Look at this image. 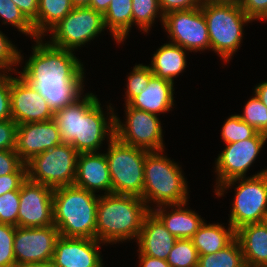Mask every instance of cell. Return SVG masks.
I'll list each match as a JSON object with an SVG mask.
<instances>
[{"label":"cell","instance_id":"32","mask_svg":"<svg viewBox=\"0 0 267 267\" xmlns=\"http://www.w3.org/2000/svg\"><path fill=\"white\" fill-rule=\"evenodd\" d=\"M257 131L246 122H244L238 114L231 115L223 124L221 136L224 143H234L252 138Z\"/></svg>","mask_w":267,"mask_h":267},{"label":"cell","instance_id":"24","mask_svg":"<svg viewBox=\"0 0 267 267\" xmlns=\"http://www.w3.org/2000/svg\"><path fill=\"white\" fill-rule=\"evenodd\" d=\"M186 51L183 47L170 42L162 45L153 54L149 64L153 75L174 83V78L186 68Z\"/></svg>","mask_w":267,"mask_h":267},{"label":"cell","instance_id":"8","mask_svg":"<svg viewBox=\"0 0 267 267\" xmlns=\"http://www.w3.org/2000/svg\"><path fill=\"white\" fill-rule=\"evenodd\" d=\"M150 151L121 142L116 137L109 141L107 152L112 193L142 197L144 162Z\"/></svg>","mask_w":267,"mask_h":267},{"label":"cell","instance_id":"45","mask_svg":"<svg viewBox=\"0 0 267 267\" xmlns=\"http://www.w3.org/2000/svg\"><path fill=\"white\" fill-rule=\"evenodd\" d=\"M139 266L140 267H171L166 260L155 257H149L139 252Z\"/></svg>","mask_w":267,"mask_h":267},{"label":"cell","instance_id":"12","mask_svg":"<svg viewBox=\"0 0 267 267\" xmlns=\"http://www.w3.org/2000/svg\"><path fill=\"white\" fill-rule=\"evenodd\" d=\"M162 25L172 40L170 43L190 52L210 50L207 22L201 7L165 14Z\"/></svg>","mask_w":267,"mask_h":267},{"label":"cell","instance_id":"10","mask_svg":"<svg viewBox=\"0 0 267 267\" xmlns=\"http://www.w3.org/2000/svg\"><path fill=\"white\" fill-rule=\"evenodd\" d=\"M105 29L103 15L90 7H74L50 32V41L66 50L78 49ZM78 47V48H77Z\"/></svg>","mask_w":267,"mask_h":267},{"label":"cell","instance_id":"17","mask_svg":"<svg viewBox=\"0 0 267 267\" xmlns=\"http://www.w3.org/2000/svg\"><path fill=\"white\" fill-rule=\"evenodd\" d=\"M61 143L60 132L53 119L17 125L14 150L24 163Z\"/></svg>","mask_w":267,"mask_h":267},{"label":"cell","instance_id":"3","mask_svg":"<svg viewBox=\"0 0 267 267\" xmlns=\"http://www.w3.org/2000/svg\"><path fill=\"white\" fill-rule=\"evenodd\" d=\"M150 212L137 196L104 194L99 196L95 239L117 243L138 239L144 217Z\"/></svg>","mask_w":267,"mask_h":267},{"label":"cell","instance_id":"9","mask_svg":"<svg viewBox=\"0 0 267 267\" xmlns=\"http://www.w3.org/2000/svg\"><path fill=\"white\" fill-rule=\"evenodd\" d=\"M78 155L79 152L66 143L35 155L26 163L28 179L52 189L73 185Z\"/></svg>","mask_w":267,"mask_h":267},{"label":"cell","instance_id":"43","mask_svg":"<svg viewBox=\"0 0 267 267\" xmlns=\"http://www.w3.org/2000/svg\"><path fill=\"white\" fill-rule=\"evenodd\" d=\"M203 0H159L162 13L168 14L173 11H183L199 8Z\"/></svg>","mask_w":267,"mask_h":267},{"label":"cell","instance_id":"30","mask_svg":"<svg viewBox=\"0 0 267 267\" xmlns=\"http://www.w3.org/2000/svg\"><path fill=\"white\" fill-rule=\"evenodd\" d=\"M199 255L191 239H177L166 262L171 267H198Z\"/></svg>","mask_w":267,"mask_h":267},{"label":"cell","instance_id":"7","mask_svg":"<svg viewBox=\"0 0 267 267\" xmlns=\"http://www.w3.org/2000/svg\"><path fill=\"white\" fill-rule=\"evenodd\" d=\"M200 7L207 22L210 49L228 63L241 46L243 26L252 20L237 5L202 2Z\"/></svg>","mask_w":267,"mask_h":267},{"label":"cell","instance_id":"51","mask_svg":"<svg viewBox=\"0 0 267 267\" xmlns=\"http://www.w3.org/2000/svg\"><path fill=\"white\" fill-rule=\"evenodd\" d=\"M262 134H263V137L265 138V141H266L267 140V128Z\"/></svg>","mask_w":267,"mask_h":267},{"label":"cell","instance_id":"33","mask_svg":"<svg viewBox=\"0 0 267 267\" xmlns=\"http://www.w3.org/2000/svg\"><path fill=\"white\" fill-rule=\"evenodd\" d=\"M238 116L257 132L263 133L267 128V108L255 94L247 101L243 114Z\"/></svg>","mask_w":267,"mask_h":267},{"label":"cell","instance_id":"31","mask_svg":"<svg viewBox=\"0 0 267 267\" xmlns=\"http://www.w3.org/2000/svg\"><path fill=\"white\" fill-rule=\"evenodd\" d=\"M0 18L3 19V24L10 23L12 26L16 27L19 32L35 39L33 24L25 17L12 0H0Z\"/></svg>","mask_w":267,"mask_h":267},{"label":"cell","instance_id":"34","mask_svg":"<svg viewBox=\"0 0 267 267\" xmlns=\"http://www.w3.org/2000/svg\"><path fill=\"white\" fill-rule=\"evenodd\" d=\"M152 76L153 73L148 65L138 64L134 66L133 70L127 76L125 105L142 93V89L147 87Z\"/></svg>","mask_w":267,"mask_h":267},{"label":"cell","instance_id":"5","mask_svg":"<svg viewBox=\"0 0 267 267\" xmlns=\"http://www.w3.org/2000/svg\"><path fill=\"white\" fill-rule=\"evenodd\" d=\"M151 151L144 162V188L142 199L149 210L150 203L156 206L182 204L188 202V187L182 169L177 162L163 154Z\"/></svg>","mask_w":267,"mask_h":267},{"label":"cell","instance_id":"2","mask_svg":"<svg viewBox=\"0 0 267 267\" xmlns=\"http://www.w3.org/2000/svg\"><path fill=\"white\" fill-rule=\"evenodd\" d=\"M96 96L87 93L53 114L62 143L71 144L79 153L97 152L106 137L107 142L115 137L116 113L109 104L105 117Z\"/></svg>","mask_w":267,"mask_h":267},{"label":"cell","instance_id":"25","mask_svg":"<svg viewBox=\"0 0 267 267\" xmlns=\"http://www.w3.org/2000/svg\"><path fill=\"white\" fill-rule=\"evenodd\" d=\"M223 224H207L205 221L191 238L198 255L216 253L224 249L235 239V230L228 223L225 229Z\"/></svg>","mask_w":267,"mask_h":267},{"label":"cell","instance_id":"11","mask_svg":"<svg viewBox=\"0 0 267 267\" xmlns=\"http://www.w3.org/2000/svg\"><path fill=\"white\" fill-rule=\"evenodd\" d=\"M126 122L115 115V137L121 142L148 151H164L163 129L158 115L125 106Z\"/></svg>","mask_w":267,"mask_h":267},{"label":"cell","instance_id":"44","mask_svg":"<svg viewBox=\"0 0 267 267\" xmlns=\"http://www.w3.org/2000/svg\"><path fill=\"white\" fill-rule=\"evenodd\" d=\"M18 6L25 17L33 24L35 38H37V12L39 0H12Z\"/></svg>","mask_w":267,"mask_h":267},{"label":"cell","instance_id":"20","mask_svg":"<svg viewBox=\"0 0 267 267\" xmlns=\"http://www.w3.org/2000/svg\"><path fill=\"white\" fill-rule=\"evenodd\" d=\"M177 238L173 236L163 223L150 211L143 220L138 242L141 254L166 260Z\"/></svg>","mask_w":267,"mask_h":267},{"label":"cell","instance_id":"39","mask_svg":"<svg viewBox=\"0 0 267 267\" xmlns=\"http://www.w3.org/2000/svg\"><path fill=\"white\" fill-rule=\"evenodd\" d=\"M27 178L26 163H23L14 173L0 176V195L20 189Z\"/></svg>","mask_w":267,"mask_h":267},{"label":"cell","instance_id":"4","mask_svg":"<svg viewBox=\"0 0 267 267\" xmlns=\"http://www.w3.org/2000/svg\"><path fill=\"white\" fill-rule=\"evenodd\" d=\"M99 196L75 185L53 190V223L63 237L95 239Z\"/></svg>","mask_w":267,"mask_h":267},{"label":"cell","instance_id":"47","mask_svg":"<svg viewBox=\"0 0 267 267\" xmlns=\"http://www.w3.org/2000/svg\"><path fill=\"white\" fill-rule=\"evenodd\" d=\"M254 93L267 108V81L255 86Z\"/></svg>","mask_w":267,"mask_h":267},{"label":"cell","instance_id":"36","mask_svg":"<svg viewBox=\"0 0 267 267\" xmlns=\"http://www.w3.org/2000/svg\"><path fill=\"white\" fill-rule=\"evenodd\" d=\"M23 57L17 47L0 31V73L8 74V72L12 71L11 73H13L14 71L17 74L19 71L13 69L12 66L22 63Z\"/></svg>","mask_w":267,"mask_h":267},{"label":"cell","instance_id":"37","mask_svg":"<svg viewBox=\"0 0 267 267\" xmlns=\"http://www.w3.org/2000/svg\"><path fill=\"white\" fill-rule=\"evenodd\" d=\"M15 226L0 223V267H16L13 249Z\"/></svg>","mask_w":267,"mask_h":267},{"label":"cell","instance_id":"27","mask_svg":"<svg viewBox=\"0 0 267 267\" xmlns=\"http://www.w3.org/2000/svg\"><path fill=\"white\" fill-rule=\"evenodd\" d=\"M73 8L71 0H39L37 38L47 36L44 33L48 34Z\"/></svg>","mask_w":267,"mask_h":267},{"label":"cell","instance_id":"18","mask_svg":"<svg viewBox=\"0 0 267 267\" xmlns=\"http://www.w3.org/2000/svg\"><path fill=\"white\" fill-rule=\"evenodd\" d=\"M97 239L59 236L52 263L56 267H103Z\"/></svg>","mask_w":267,"mask_h":267},{"label":"cell","instance_id":"16","mask_svg":"<svg viewBox=\"0 0 267 267\" xmlns=\"http://www.w3.org/2000/svg\"><path fill=\"white\" fill-rule=\"evenodd\" d=\"M48 102L20 75H11V117L19 124L53 119Z\"/></svg>","mask_w":267,"mask_h":267},{"label":"cell","instance_id":"23","mask_svg":"<svg viewBox=\"0 0 267 267\" xmlns=\"http://www.w3.org/2000/svg\"><path fill=\"white\" fill-rule=\"evenodd\" d=\"M246 267H267V221L242 226L235 231Z\"/></svg>","mask_w":267,"mask_h":267},{"label":"cell","instance_id":"13","mask_svg":"<svg viewBox=\"0 0 267 267\" xmlns=\"http://www.w3.org/2000/svg\"><path fill=\"white\" fill-rule=\"evenodd\" d=\"M59 236L54 225L37 228L17 226L13 242L16 267L51 262Z\"/></svg>","mask_w":267,"mask_h":267},{"label":"cell","instance_id":"40","mask_svg":"<svg viewBox=\"0 0 267 267\" xmlns=\"http://www.w3.org/2000/svg\"><path fill=\"white\" fill-rule=\"evenodd\" d=\"M17 123L10 120L0 121V150H14L16 145Z\"/></svg>","mask_w":267,"mask_h":267},{"label":"cell","instance_id":"1","mask_svg":"<svg viewBox=\"0 0 267 267\" xmlns=\"http://www.w3.org/2000/svg\"><path fill=\"white\" fill-rule=\"evenodd\" d=\"M42 39L35 38L32 55L18 73L54 112L83 95L84 65L72 50L43 43Z\"/></svg>","mask_w":267,"mask_h":267},{"label":"cell","instance_id":"42","mask_svg":"<svg viewBox=\"0 0 267 267\" xmlns=\"http://www.w3.org/2000/svg\"><path fill=\"white\" fill-rule=\"evenodd\" d=\"M23 163L15 150H0V176L14 173Z\"/></svg>","mask_w":267,"mask_h":267},{"label":"cell","instance_id":"21","mask_svg":"<svg viewBox=\"0 0 267 267\" xmlns=\"http://www.w3.org/2000/svg\"><path fill=\"white\" fill-rule=\"evenodd\" d=\"M187 204L185 202L182 204L161 205L156 209L155 207L152 208L150 211L177 239H191L205 220L195 211L188 209V207L185 208ZM170 207L172 211L168 210Z\"/></svg>","mask_w":267,"mask_h":267},{"label":"cell","instance_id":"38","mask_svg":"<svg viewBox=\"0 0 267 267\" xmlns=\"http://www.w3.org/2000/svg\"><path fill=\"white\" fill-rule=\"evenodd\" d=\"M11 117V75L0 73V121Z\"/></svg>","mask_w":267,"mask_h":267},{"label":"cell","instance_id":"22","mask_svg":"<svg viewBox=\"0 0 267 267\" xmlns=\"http://www.w3.org/2000/svg\"><path fill=\"white\" fill-rule=\"evenodd\" d=\"M174 83L153 75L142 93L134 97L130 107L160 115L172 110L174 106Z\"/></svg>","mask_w":267,"mask_h":267},{"label":"cell","instance_id":"14","mask_svg":"<svg viewBox=\"0 0 267 267\" xmlns=\"http://www.w3.org/2000/svg\"><path fill=\"white\" fill-rule=\"evenodd\" d=\"M265 142L263 134L257 132L252 138L226 144L215 160L214 168L218 177L214 187L217 189L229 180L246 177L248 169L256 160Z\"/></svg>","mask_w":267,"mask_h":267},{"label":"cell","instance_id":"26","mask_svg":"<svg viewBox=\"0 0 267 267\" xmlns=\"http://www.w3.org/2000/svg\"><path fill=\"white\" fill-rule=\"evenodd\" d=\"M103 19L116 43H122L133 25L132 0H111Z\"/></svg>","mask_w":267,"mask_h":267},{"label":"cell","instance_id":"46","mask_svg":"<svg viewBox=\"0 0 267 267\" xmlns=\"http://www.w3.org/2000/svg\"><path fill=\"white\" fill-rule=\"evenodd\" d=\"M110 2L111 0H89V7L104 15L110 5Z\"/></svg>","mask_w":267,"mask_h":267},{"label":"cell","instance_id":"28","mask_svg":"<svg viewBox=\"0 0 267 267\" xmlns=\"http://www.w3.org/2000/svg\"><path fill=\"white\" fill-rule=\"evenodd\" d=\"M198 267H246L239 241L235 238L215 254L199 255Z\"/></svg>","mask_w":267,"mask_h":267},{"label":"cell","instance_id":"15","mask_svg":"<svg viewBox=\"0 0 267 267\" xmlns=\"http://www.w3.org/2000/svg\"><path fill=\"white\" fill-rule=\"evenodd\" d=\"M53 190L27 178L20 188L19 227L37 228L54 225Z\"/></svg>","mask_w":267,"mask_h":267},{"label":"cell","instance_id":"6","mask_svg":"<svg viewBox=\"0 0 267 267\" xmlns=\"http://www.w3.org/2000/svg\"><path fill=\"white\" fill-rule=\"evenodd\" d=\"M234 188L235 195L230 210L229 224L236 231L242 226L267 221V168L250 177L236 178L221 184L215 190L218 197Z\"/></svg>","mask_w":267,"mask_h":267},{"label":"cell","instance_id":"29","mask_svg":"<svg viewBox=\"0 0 267 267\" xmlns=\"http://www.w3.org/2000/svg\"><path fill=\"white\" fill-rule=\"evenodd\" d=\"M132 17L133 24L139 26V30L144 31L143 33H148L156 17H160L162 24L164 20L159 0H132Z\"/></svg>","mask_w":267,"mask_h":267},{"label":"cell","instance_id":"41","mask_svg":"<svg viewBox=\"0 0 267 267\" xmlns=\"http://www.w3.org/2000/svg\"><path fill=\"white\" fill-rule=\"evenodd\" d=\"M241 9L252 21H267V0H243Z\"/></svg>","mask_w":267,"mask_h":267},{"label":"cell","instance_id":"35","mask_svg":"<svg viewBox=\"0 0 267 267\" xmlns=\"http://www.w3.org/2000/svg\"><path fill=\"white\" fill-rule=\"evenodd\" d=\"M20 189L0 195V223L18 226Z\"/></svg>","mask_w":267,"mask_h":267},{"label":"cell","instance_id":"48","mask_svg":"<svg viewBox=\"0 0 267 267\" xmlns=\"http://www.w3.org/2000/svg\"><path fill=\"white\" fill-rule=\"evenodd\" d=\"M203 2H209L213 4H231V5L241 6L243 3V0H203Z\"/></svg>","mask_w":267,"mask_h":267},{"label":"cell","instance_id":"50","mask_svg":"<svg viewBox=\"0 0 267 267\" xmlns=\"http://www.w3.org/2000/svg\"><path fill=\"white\" fill-rule=\"evenodd\" d=\"M23 267H56L52 262H47V263H38V264H33V265H27Z\"/></svg>","mask_w":267,"mask_h":267},{"label":"cell","instance_id":"19","mask_svg":"<svg viewBox=\"0 0 267 267\" xmlns=\"http://www.w3.org/2000/svg\"><path fill=\"white\" fill-rule=\"evenodd\" d=\"M73 185L95 193L112 194V183L105 153H79L76 166V178Z\"/></svg>","mask_w":267,"mask_h":267},{"label":"cell","instance_id":"49","mask_svg":"<svg viewBox=\"0 0 267 267\" xmlns=\"http://www.w3.org/2000/svg\"><path fill=\"white\" fill-rule=\"evenodd\" d=\"M74 7H89V0H71Z\"/></svg>","mask_w":267,"mask_h":267}]
</instances>
